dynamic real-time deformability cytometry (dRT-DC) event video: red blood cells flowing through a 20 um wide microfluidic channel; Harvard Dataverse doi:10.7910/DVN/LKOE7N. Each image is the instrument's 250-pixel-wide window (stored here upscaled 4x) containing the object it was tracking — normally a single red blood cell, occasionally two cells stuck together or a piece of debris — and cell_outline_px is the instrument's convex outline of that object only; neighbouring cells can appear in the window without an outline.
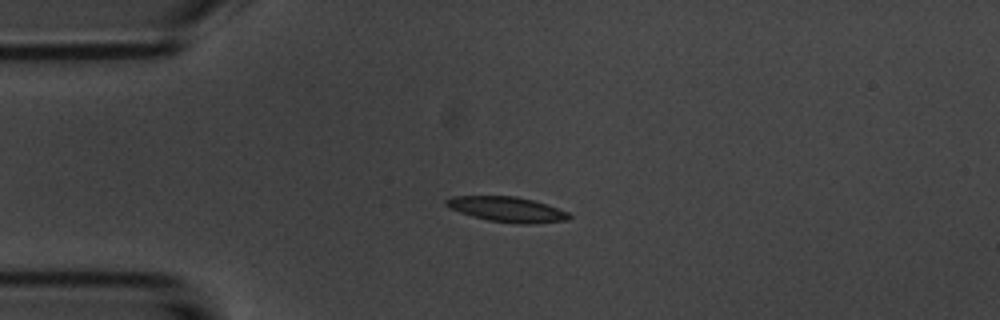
{"species": "common noctule bat (a hibernating species)", "species_latin": "Nyctalus noctula", "temperature_condition": "room temperature", "stored_images_in_passage": 7, "camera_frame_rate_fps": 3000, "um_per_image_px": 0.085, "animal": {"sex": "male", "body_mass_g": 20.1, "forearm_length_mm": 53.5}, "frame": {"image": 1, "passage_image": 4, "time_ms": 3.333, "image_size_px": [1000, 320], "cell_outline_px": [[572, 216], [568, 220], [532, 224], [516, 224], [488, 220], [472, 216], [448, 208], [444, 204], [444, 200], [452, 196], [516, 196], [532, 200], [568, 212]], "centroid_in_image_um": [43.06, 17.8], "position_along_channel_um": 41.9, "area_um2": 18.03}}
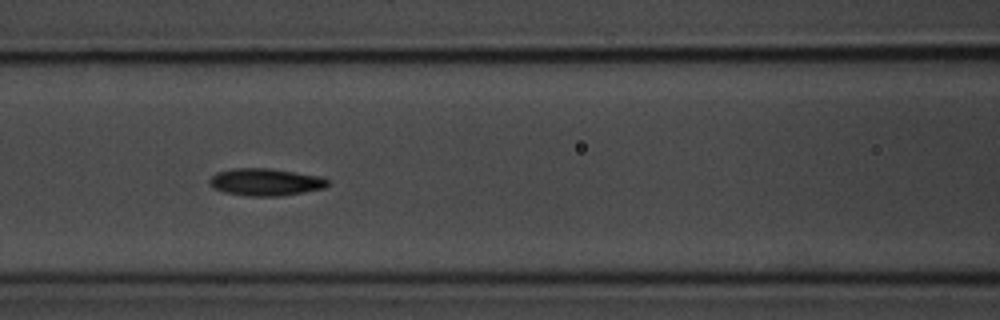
{"frame": {"image": 2, "passage_image": 7, "time_ms": 6.667, "image_size_px": [1000, 320], "cell_outline_px": [[328, 184], [324, 188], [304, 192], [280, 196], [252, 196], [224, 192], [216, 188], [208, 180], [216, 172], [232, 168], [268, 168], [324, 176], [328, 180]], "centroid_in_image_um": [22.61, 15.46], "position_along_channel_um": 144.0, "area_um2": 18.73}}